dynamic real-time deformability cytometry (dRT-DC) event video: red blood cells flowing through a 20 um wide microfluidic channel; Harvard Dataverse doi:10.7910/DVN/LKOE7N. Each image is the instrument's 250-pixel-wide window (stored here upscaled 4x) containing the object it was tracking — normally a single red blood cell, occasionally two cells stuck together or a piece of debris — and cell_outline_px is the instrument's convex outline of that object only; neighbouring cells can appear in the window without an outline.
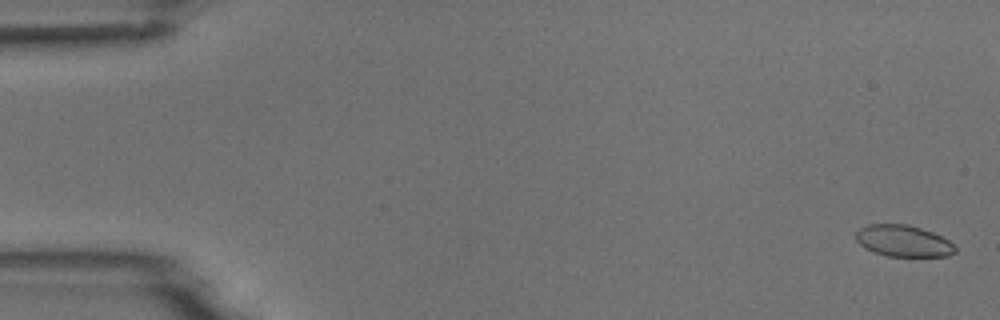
{"species": "common noctule bat (a hibernating species)", "species_latin": "Nyctalus noctula", "temperature_condition": "room temperature", "stored_images_in_passage": 6, "camera_frame_rate_fps": 3000, "um_per_image_px": 0.085, "animal": {"sex": "male", "body_mass_g": 18.8}, "frame": {"image": 1, "passage_image": 1, "time_ms": 0.0, "image_size_px": [1000, 320], "cell_outline_px": [[956, 252], [948, 256], [888, 256], [864, 248], [856, 240], [856, 232], [860, 228], [868, 224], [908, 224], [932, 232], [948, 240], [956, 248]], "centroid_in_image_um": [76.77, 20.47], "position_along_channel_um": 8.2, "area_um2": 18.09}}
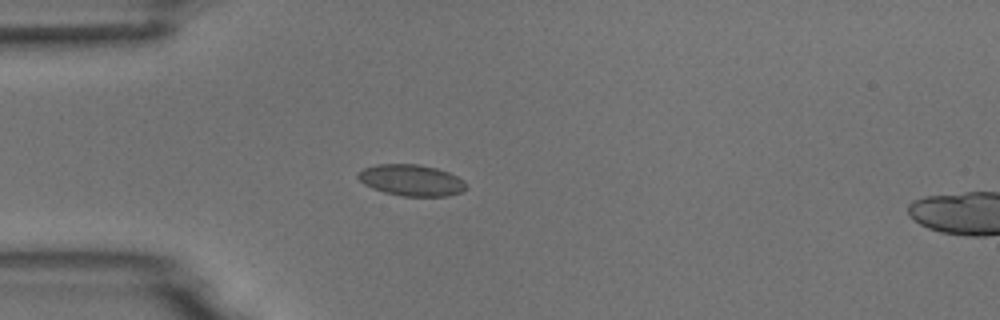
{"frame": {"image": 2, "passage_image": 5, "time_ms": 1.333, "image_size_px": [1000, 320], "cell_outline_px": [[468, 188], [460, 192], [448, 196], [404, 196], [384, 192], [372, 188], [364, 184], [356, 176], [356, 172], [364, 168], [376, 164], [420, 164], [436, 168], [448, 172], [464, 180], [468, 184]], "centroid_in_image_um": [34.97, 15.31], "position_along_channel_um": 50.0, "area_um2": 19.88}}